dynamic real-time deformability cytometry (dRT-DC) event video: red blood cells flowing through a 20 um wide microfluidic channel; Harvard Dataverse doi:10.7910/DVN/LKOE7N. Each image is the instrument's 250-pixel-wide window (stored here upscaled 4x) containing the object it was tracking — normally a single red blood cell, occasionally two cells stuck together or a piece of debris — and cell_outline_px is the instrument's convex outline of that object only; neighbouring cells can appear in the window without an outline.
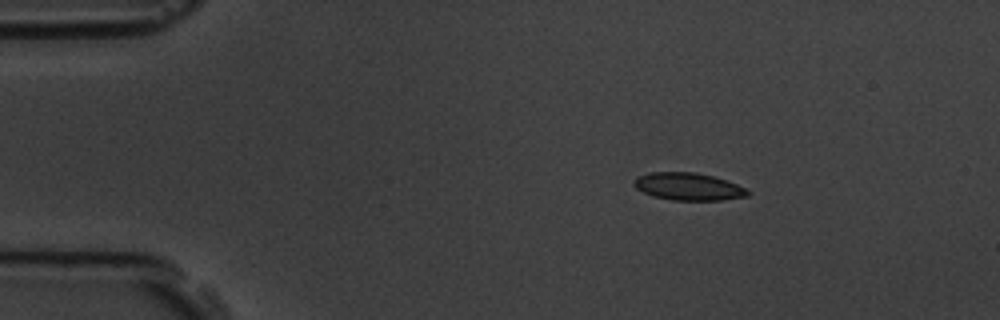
{"species": "common noctule bat (a hibernating species)", "species_latin": "Nyctalus noctula", "temperature_condition": "room temperature", "stored_images_in_passage": 4, "camera_frame_rate_fps": 3000, "um_per_image_px": 0.085, "animal": {"sex": "male", "body_mass_g": 19.5, "forearm_length_mm": 54.6}, "frame": {"image": 1, "passage_image": 2, "time_ms": 1.0, "image_size_px": [1000, 320], "cell_outline_px": [[752, 192], [748, 196], [720, 200], [672, 200], [652, 196], [636, 188], [632, 184], [632, 180], [636, 176], [648, 172], [696, 172], [712, 176], [736, 184]], "centroid_in_image_um": [58.45, 15.85], "position_along_channel_um": 26.5, "area_um2": 18.26}}